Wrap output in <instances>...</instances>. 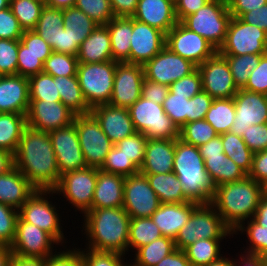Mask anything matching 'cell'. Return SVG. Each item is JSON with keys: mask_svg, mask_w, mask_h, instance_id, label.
I'll return each mask as SVG.
<instances>
[{"mask_svg": "<svg viewBox=\"0 0 267 266\" xmlns=\"http://www.w3.org/2000/svg\"><path fill=\"white\" fill-rule=\"evenodd\" d=\"M96 181L97 168L87 166L61 175L53 190L56 194H63L70 204L85 213L92 209Z\"/></svg>", "mask_w": 267, "mask_h": 266, "instance_id": "12", "label": "cell"}, {"mask_svg": "<svg viewBox=\"0 0 267 266\" xmlns=\"http://www.w3.org/2000/svg\"><path fill=\"white\" fill-rule=\"evenodd\" d=\"M45 4L37 0H10V9L24 31L34 30Z\"/></svg>", "mask_w": 267, "mask_h": 266, "instance_id": "44", "label": "cell"}, {"mask_svg": "<svg viewBox=\"0 0 267 266\" xmlns=\"http://www.w3.org/2000/svg\"><path fill=\"white\" fill-rule=\"evenodd\" d=\"M213 98L205 91L201 90L188 100V123L205 119Z\"/></svg>", "mask_w": 267, "mask_h": 266, "instance_id": "62", "label": "cell"}, {"mask_svg": "<svg viewBox=\"0 0 267 266\" xmlns=\"http://www.w3.org/2000/svg\"><path fill=\"white\" fill-rule=\"evenodd\" d=\"M169 92V86L148 79L143 80L141 97L162 105Z\"/></svg>", "mask_w": 267, "mask_h": 266, "instance_id": "64", "label": "cell"}, {"mask_svg": "<svg viewBox=\"0 0 267 266\" xmlns=\"http://www.w3.org/2000/svg\"><path fill=\"white\" fill-rule=\"evenodd\" d=\"M211 0H176L175 14L178 22H181L186 16L197 12Z\"/></svg>", "mask_w": 267, "mask_h": 266, "instance_id": "68", "label": "cell"}, {"mask_svg": "<svg viewBox=\"0 0 267 266\" xmlns=\"http://www.w3.org/2000/svg\"><path fill=\"white\" fill-rule=\"evenodd\" d=\"M169 90L175 95L186 96L190 99L202 90L201 75L196 68L192 73L173 82Z\"/></svg>", "mask_w": 267, "mask_h": 266, "instance_id": "57", "label": "cell"}, {"mask_svg": "<svg viewBox=\"0 0 267 266\" xmlns=\"http://www.w3.org/2000/svg\"><path fill=\"white\" fill-rule=\"evenodd\" d=\"M62 26L63 9L45 5L34 31L37 32L55 52V44H58L59 31Z\"/></svg>", "mask_w": 267, "mask_h": 266, "instance_id": "38", "label": "cell"}, {"mask_svg": "<svg viewBox=\"0 0 267 266\" xmlns=\"http://www.w3.org/2000/svg\"><path fill=\"white\" fill-rule=\"evenodd\" d=\"M267 0H227L228 10L232 17L239 18L243 13L260 8Z\"/></svg>", "mask_w": 267, "mask_h": 266, "instance_id": "67", "label": "cell"}, {"mask_svg": "<svg viewBox=\"0 0 267 266\" xmlns=\"http://www.w3.org/2000/svg\"><path fill=\"white\" fill-rule=\"evenodd\" d=\"M74 7L83 11L99 25H106L115 17L110 0H76Z\"/></svg>", "mask_w": 267, "mask_h": 266, "instance_id": "49", "label": "cell"}, {"mask_svg": "<svg viewBox=\"0 0 267 266\" xmlns=\"http://www.w3.org/2000/svg\"><path fill=\"white\" fill-rule=\"evenodd\" d=\"M261 197V184L247 175L236 182L216 186L211 204L234 232L245 224V220L253 217Z\"/></svg>", "mask_w": 267, "mask_h": 266, "instance_id": "3", "label": "cell"}, {"mask_svg": "<svg viewBox=\"0 0 267 266\" xmlns=\"http://www.w3.org/2000/svg\"><path fill=\"white\" fill-rule=\"evenodd\" d=\"M56 78L61 102L75 115L89 114L91 108L83 97L77 76H59Z\"/></svg>", "mask_w": 267, "mask_h": 266, "instance_id": "34", "label": "cell"}, {"mask_svg": "<svg viewBox=\"0 0 267 266\" xmlns=\"http://www.w3.org/2000/svg\"><path fill=\"white\" fill-rule=\"evenodd\" d=\"M233 236V231L224 223L211 203L198 204L190 219L175 238V247L184 250L200 239H223Z\"/></svg>", "mask_w": 267, "mask_h": 266, "instance_id": "6", "label": "cell"}, {"mask_svg": "<svg viewBox=\"0 0 267 266\" xmlns=\"http://www.w3.org/2000/svg\"><path fill=\"white\" fill-rule=\"evenodd\" d=\"M98 25L83 11L74 6L63 9V27L69 28V31L74 35V41L79 46Z\"/></svg>", "mask_w": 267, "mask_h": 266, "instance_id": "42", "label": "cell"}, {"mask_svg": "<svg viewBox=\"0 0 267 266\" xmlns=\"http://www.w3.org/2000/svg\"><path fill=\"white\" fill-rule=\"evenodd\" d=\"M176 249L174 239L162 236L137 249L133 266H155Z\"/></svg>", "mask_w": 267, "mask_h": 266, "instance_id": "37", "label": "cell"}, {"mask_svg": "<svg viewBox=\"0 0 267 266\" xmlns=\"http://www.w3.org/2000/svg\"><path fill=\"white\" fill-rule=\"evenodd\" d=\"M219 134L205 119L186 123L179 129V139L183 142L199 147Z\"/></svg>", "mask_w": 267, "mask_h": 266, "instance_id": "46", "label": "cell"}, {"mask_svg": "<svg viewBox=\"0 0 267 266\" xmlns=\"http://www.w3.org/2000/svg\"><path fill=\"white\" fill-rule=\"evenodd\" d=\"M160 204L146 175L139 172L125 177L123 208L130 218L150 217Z\"/></svg>", "mask_w": 267, "mask_h": 266, "instance_id": "14", "label": "cell"}, {"mask_svg": "<svg viewBox=\"0 0 267 266\" xmlns=\"http://www.w3.org/2000/svg\"><path fill=\"white\" fill-rule=\"evenodd\" d=\"M239 18L243 22L255 25L267 33V3L260 8L243 13Z\"/></svg>", "mask_w": 267, "mask_h": 266, "instance_id": "69", "label": "cell"}, {"mask_svg": "<svg viewBox=\"0 0 267 266\" xmlns=\"http://www.w3.org/2000/svg\"><path fill=\"white\" fill-rule=\"evenodd\" d=\"M159 227L150 217L131 218L129 224L128 250H136L162 237Z\"/></svg>", "mask_w": 267, "mask_h": 266, "instance_id": "40", "label": "cell"}, {"mask_svg": "<svg viewBox=\"0 0 267 266\" xmlns=\"http://www.w3.org/2000/svg\"><path fill=\"white\" fill-rule=\"evenodd\" d=\"M15 167L39 190H53L60 180L48 132L26 126L14 153Z\"/></svg>", "mask_w": 267, "mask_h": 266, "instance_id": "1", "label": "cell"}, {"mask_svg": "<svg viewBox=\"0 0 267 266\" xmlns=\"http://www.w3.org/2000/svg\"><path fill=\"white\" fill-rule=\"evenodd\" d=\"M202 158L220 156L224 153L221 135L198 147Z\"/></svg>", "mask_w": 267, "mask_h": 266, "instance_id": "71", "label": "cell"}, {"mask_svg": "<svg viewBox=\"0 0 267 266\" xmlns=\"http://www.w3.org/2000/svg\"><path fill=\"white\" fill-rule=\"evenodd\" d=\"M221 240L223 239H200L183 251L192 266H208L221 257L219 245Z\"/></svg>", "mask_w": 267, "mask_h": 266, "instance_id": "41", "label": "cell"}, {"mask_svg": "<svg viewBox=\"0 0 267 266\" xmlns=\"http://www.w3.org/2000/svg\"><path fill=\"white\" fill-rule=\"evenodd\" d=\"M18 210L0 203V244L10 246L14 240L18 220Z\"/></svg>", "mask_w": 267, "mask_h": 266, "instance_id": "54", "label": "cell"}, {"mask_svg": "<svg viewBox=\"0 0 267 266\" xmlns=\"http://www.w3.org/2000/svg\"><path fill=\"white\" fill-rule=\"evenodd\" d=\"M230 67L232 77L238 88H243L248 82L249 75L258 65L262 55H223Z\"/></svg>", "mask_w": 267, "mask_h": 266, "instance_id": "45", "label": "cell"}, {"mask_svg": "<svg viewBox=\"0 0 267 266\" xmlns=\"http://www.w3.org/2000/svg\"><path fill=\"white\" fill-rule=\"evenodd\" d=\"M23 33L10 7L0 10V39L20 40Z\"/></svg>", "mask_w": 267, "mask_h": 266, "instance_id": "58", "label": "cell"}, {"mask_svg": "<svg viewBox=\"0 0 267 266\" xmlns=\"http://www.w3.org/2000/svg\"><path fill=\"white\" fill-rule=\"evenodd\" d=\"M243 89L250 92L267 93V53L261 56L259 65L251 71Z\"/></svg>", "mask_w": 267, "mask_h": 266, "instance_id": "60", "label": "cell"}, {"mask_svg": "<svg viewBox=\"0 0 267 266\" xmlns=\"http://www.w3.org/2000/svg\"><path fill=\"white\" fill-rule=\"evenodd\" d=\"M53 195L54 190L37 189L18 210L19 217L31 223L40 229L49 233L57 242H64V233L61 231L60 219L57 214L55 205L48 201L47 194ZM43 195V196H42ZM63 241V242H62Z\"/></svg>", "mask_w": 267, "mask_h": 266, "instance_id": "11", "label": "cell"}, {"mask_svg": "<svg viewBox=\"0 0 267 266\" xmlns=\"http://www.w3.org/2000/svg\"><path fill=\"white\" fill-rule=\"evenodd\" d=\"M46 258V266H85L81 252L76 248L72 250L54 252Z\"/></svg>", "mask_w": 267, "mask_h": 266, "instance_id": "63", "label": "cell"}, {"mask_svg": "<svg viewBox=\"0 0 267 266\" xmlns=\"http://www.w3.org/2000/svg\"><path fill=\"white\" fill-rule=\"evenodd\" d=\"M20 42L28 48L29 52L40 56L43 63L53 52L52 47L34 30L24 31Z\"/></svg>", "mask_w": 267, "mask_h": 266, "instance_id": "59", "label": "cell"}, {"mask_svg": "<svg viewBox=\"0 0 267 266\" xmlns=\"http://www.w3.org/2000/svg\"><path fill=\"white\" fill-rule=\"evenodd\" d=\"M235 119L230 132L241 136L251 125L267 123V101L265 94L239 88L233 97Z\"/></svg>", "mask_w": 267, "mask_h": 266, "instance_id": "20", "label": "cell"}, {"mask_svg": "<svg viewBox=\"0 0 267 266\" xmlns=\"http://www.w3.org/2000/svg\"><path fill=\"white\" fill-rule=\"evenodd\" d=\"M240 258L242 261L241 265L243 264L242 266H264L259 255L246 253ZM237 263L238 262L235 261V266H241Z\"/></svg>", "mask_w": 267, "mask_h": 266, "instance_id": "76", "label": "cell"}, {"mask_svg": "<svg viewBox=\"0 0 267 266\" xmlns=\"http://www.w3.org/2000/svg\"><path fill=\"white\" fill-rule=\"evenodd\" d=\"M43 71V62L40 56L28 51V48L19 40L17 75L31 77Z\"/></svg>", "mask_w": 267, "mask_h": 266, "instance_id": "55", "label": "cell"}, {"mask_svg": "<svg viewBox=\"0 0 267 266\" xmlns=\"http://www.w3.org/2000/svg\"><path fill=\"white\" fill-rule=\"evenodd\" d=\"M37 189L14 167L0 175V203L19 210Z\"/></svg>", "mask_w": 267, "mask_h": 266, "instance_id": "29", "label": "cell"}, {"mask_svg": "<svg viewBox=\"0 0 267 266\" xmlns=\"http://www.w3.org/2000/svg\"><path fill=\"white\" fill-rule=\"evenodd\" d=\"M147 140L148 138L144 134L135 132L133 135L120 140L115 145L140 169L144 160Z\"/></svg>", "mask_w": 267, "mask_h": 266, "instance_id": "50", "label": "cell"}, {"mask_svg": "<svg viewBox=\"0 0 267 266\" xmlns=\"http://www.w3.org/2000/svg\"><path fill=\"white\" fill-rule=\"evenodd\" d=\"M115 17H132L137 9L138 0H110Z\"/></svg>", "mask_w": 267, "mask_h": 266, "instance_id": "70", "label": "cell"}, {"mask_svg": "<svg viewBox=\"0 0 267 266\" xmlns=\"http://www.w3.org/2000/svg\"><path fill=\"white\" fill-rule=\"evenodd\" d=\"M14 167V153L0 148V175L9 172Z\"/></svg>", "mask_w": 267, "mask_h": 266, "instance_id": "74", "label": "cell"}, {"mask_svg": "<svg viewBox=\"0 0 267 266\" xmlns=\"http://www.w3.org/2000/svg\"><path fill=\"white\" fill-rule=\"evenodd\" d=\"M75 114L62 102L30 100L27 126L50 132L71 125Z\"/></svg>", "mask_w": 267, "mask_h": 266, "instance_id": "21", "label": "cell"}, {"mask_svg": "<svg viewBox=\"0 0 267 266\" xmlns=\"http://www.w3.org/2000/svg\"><path fill=\"white\" fill-rule=\"evenodd\" d=\"M128 110L135 131L148 139H179V129L162 105L140 97Z\"/></svg>", "mask_w": 267, "mask_h": 266, "instance_id": "7", "label": "cell"}, {"mask_svg": "<svg viewBox=\"0 0 267 266\" xmlns=\"http://www.w3.org/2000/svg\"><path fill=\"white\" fill-rule=\"evenodd\" d=\"M155 266H192L185 252L176 248L172 253L164 257Z\"/></svg>", "mask_w": 267, "mask_h": 266, "instance_id": "72", "label": "cell"}, {"mask_svg": "<svg viewBox=\"0 0 267 266\" xmlns=\"http://www.w3.org/2000/svg\"><path fill=\"white\" fill-rule=\"evenodd\" d=\"M77 66V56L53 51L43 63L42 72L53 77L76 76Z\"/></svg>", "mask_w": 267, "mask_h": 266, "instance_id": "47", "label": "cell"}, {"mask_svg": "<svg viewBox=\"0 0 267 266\" xmlns=\"http://www.w3.org/2000/svg\"><path fill=\"white\" fill-rule=\"evenodd\" d=\"M26 126L25 114L0 113V148L15 153Z\"/></svg>", "mask_w": 267, "mask_h": 266, "instance_id": "35", "label": "cell"}, {"mask_svg": "<svg viewBox=\"0 0 267 266\" xmlns=\"http://www.w3.org/2000/svg\"><path fill=\"white\" fill-rule=\"evenodd\" d=\"M144 79L142 65L118 62L109 104L128 109L141 97Z\"/></svg>", "mask_w": 267, "mask_h": 266, "instance_id": "18", "label": "cell"}, {"mask_svg": "<svg viewBox=\"0 0 267 266\" xmlns=\"http://www.w3.org/2000/svg\"><path fill=\"white\" fill-rule=\"evenodd\" d=\"M204 165L216 186L236 182L247 176V174L224 153L220 156L205 157Z\"/></svg>", "mask_w": 267, "mask_h": 266, "instance_id": "33", "label": "cell"}, {"mask_svg": "<svg viewBox=\"0 0 267 266\" xmlns=\"http://www.w3.org/2000/svg\"><path fill=\"white\" fill-rule=\"evenodd\" d=\"M234 119L235 104L233 98L213 99L205 117V120L219 135L230 132Z\"/></svg>", "mask_w": 267, "mask_h": 266, "instance_id": "36", "label": "cell"}, {"mask_svg": "<svg viewBox=\"0 0 267 266\" xmlns=\"http://www.w3.org/2000/svg\"><path fill=\"white\" fill-rule=\"evenodd\" d=\"M188 98L175 95L170 90L162 106L165 113L172 119V122L181 129L188 123Z\"/></svg>", "mask_w": 267, "mask_h": 266, "instance_id": "51", "label": "cell"}, {"mask_svg": "<svg viewBox=\"0 0 267 266\" xmlns=\"http://www.w3.org/2000/svg\"><path fill=\"white\" fill-rule=\"evenodd\" d=\"M52 243L59 245L49 233L18 217L15 237L10 245L14 255L47 258L54 254Z\"/></svg>", "mask_w": 267, "mask_h": 266, "instance_id": "19", "label": "cell"}, {"mask_svg": "<svg viewBox=\"0 0 267 266\" xmlns=\"http://www.w3.org/2000/svg\"><path fill=\"white\" fill-rule=\"evenodd\" d=\"M197 69L201 75L202 90L213 99L233 98L239 90L226 58L218 51Z\"/></svg>", "mask_w": 267, "mask_h": 266, "instance_id": "15", "label": "cell"}, {"mask_svg": "<svg viewBox=\"0 0 267 266\" xmlns=\"http://www.w3.org/2000/svg\"><path fill=\"white\" fill-rule=\"evenodd\" d=\"M60 176L87 167L74 123L48 132Z\"/></svg>", "mask_w": 267, "mask_h": 266, "instance_id": "17", "label": "cell"}, {"mask_svg": "<svg viewBox=\"0 0 267 266\" xmlns=\"http://www.w3.org/2000/svg\"><path fill=\"white\" fill-rule=\"evenodd\" d=\"M218 52L221 55H264L267 53V33L240 18L232 17L225 42Z\"/></svg>", "mask_w": 267, "mask_h": 266, "instance_id": "10", "label": "cell"}, {"mask_svg": "<svg viewBox=\"0 0 267 266\" xmlns=\"http://www.w3.org/2000/svg\"><path fill=\"white\" fill-rule=\"evenodd\" d=\"M242 139L253 153L267 150V123L251 125L243 132Z\"/></svg>", "mask_w": 267, "mask_h": 266, "instance_id": "61", "label": "cell"}, {"mask_svg": "<svg viewBox=\"0 0 267 266\" xmlns=\"http://www.w3.org/2000/svg\"><path fill=\"white\" fill-rule=\"evenodd\" d=\"M12 255L10 246L0 244V266H10Z\"/></svg>", "mask_w": 267, "mask_h": 266, "instance_id": "77", "label": "cell"}, {"mask_svg": "<svg viewBox=\"0 0 267 266\" xmlns=\"http://www.w3.org/2000/svg\"><path fill=\"white\" fill-rule=\"evenodd\" d=\"M252 219L262 227H267V199L261 197Z\"/></svg>", "mask_w": 267, "mask_h": 266, "instance_id": "75", "label": "cell"}, {"mask_svg": "<svg viewBox=\"0 0 267 266\" xmlns=\"http://www.w3.org/2000/svg\"><path fill=\"white\" fill-rule=\"evenodd\" d=\"M173 172L182 183L189 201L198 204L211 203L216 185L205 169L198 147L175 139Z\"/></svg>", "mask_w": 267, "mask_h": 266, "instance_id": "4", "label": "cell"}, {"mask_svg": "<svg viewBox=\"0 0 267 266\" xmlns=\"http://www.w3.org/2000/svg\"><path fill=\"white\" fill-rule=\"evenodd\" d=\"M262 197L267 199V179L261 183Z\"/></svg>", "mask_w": 267, "mask_h": 266, "instance_id": "80", "label": "cell"}, {"mask_svg": "<svg viewBox=\"0 0 267 266\" xmlns=\"http://www.w3.org/2000/svg\"><path fill=\"white\" fill-rule=\"evenodd\" d=\"M29 100L61 102L57 90V78L44 72L28 78Z\"/></svg>", "mask_w": 267, "mask_h": 266, "instance_id": "43", "label": "cell"}, {"mask_svg": "<svg viewBox=\"0 0 267 266\" xmlns=\"http://www.w3.org/2000/svg\"><path fill=\"white\" fill-rule=\"evenodd\" d=\"M29 105L27 77L21 75L0 76V113L27 115Z\"/></svg>", "mask_w": 267, "mask_h": 266, "instance_id": "24", "label": "cell"}, {"mask_svg": "<svg viewBox=\"0 0 267 266\" xmlns=\"http://www.w3.org/2000/svg\"><path fill=\"white\" fill-rule=\"evenodd\" d=\"M100 169L124 177L139 173V168L116 145H113L112 149L106 155L104 164Z\"/></svg>", "mask_w": 267, "mask_h": 266, "instance_id": "48", "label": "cell"}, {"mask_svg": "<svg viewBox=\"0 0 267 266\" xmlns=\"http://www.w3.org/2000/svg\"><path fill=\"white\" fill-rule=\"evenodd\" d=\"M143 67L146 79L167 86L197 68L191 61L182 58L166 46Z\"/></svg>", "mask_w": 267, "mask_h": 266, "instance_id": "16", "label": "cell"}, {"mask_svg": "<svg viewBox=\"0 0 267 266\" xmlns=\"http://www.w3.org/2000/svg\"><path fill=\"white\" fill-rule=\"evenodd\" d=\"M146 175L150 187L155 191L160 203H185L189 200L183 191L182 183L174 172Z\"/></svg>", "mask_w": 267, "mask_h": 266, "instance_id": "32", "label": "cell"}, {"mask_svg": "<svg viewBox=\"0 0 267 266\" xmlns=\"http://www.w3.org/2000/svg\"><path fill=\"white\" fill-rule=\"evenodd\" d=\"M198 203H161L159 208L150 216L159 227L163 236L175 240L181 228L190 219Z\"/></svg>", "mask_w": 267, "mask_h": 266, "instance_id": "26", "label": "cell"}, {"mask_svg": "<svg viewBox=\"0 0 267 266\" xmlns=\"http://www.w3.org/2000/svg\"><path fill=\"white\" fill-rule=\"evenodd\" d=\"M220 135L224 154L233 160L248 175L252 167L254 153L248 148L241 136L232 132H226Z\"/></svg>", "mask_w": 267, "mask_h": 266, "instance_id": "39", "label": "cell"}, {"mask_svg": "<svg viewBox=\"0 0 267 266\" xmlns=\"http://www.w3.org/2000/svg\"><path fill=\"white\" fill-rule=\"evenodd\" d=\"M106 26L110 35L112 60L130 63L132 17H114Z\"/></svg>", "mask_w": 267, "mask_h": 266, "instance_id": "31", "label": "cell"}, {"mask_svg": "<svg viewBox=\"0 0 267 266\" xmlns=\"http://www.w3.org/2000/svg\"><path fill=\"white\" fill-rule=\"evenodd\" d=\"M247 224L246 228L244 224H241L233 234H236L238 231H241V233L245 231L251 245L249 249L247 248L248 251L246 252L245 250L244 252L259 255L263 250L267 249V227H262L252 218Z\"/></svg>", "mask_w": 267, "mask_h": 266, "instance_id": "53", "label": "cell"}, {"mask_svg": "<svg viewBox=\"0 0 267 266\" xmlns=\"http://www.w3.org/2000/svg\"><path fill=\"white\" fill-rule=\"evenodd\" d=\"M76 0H47L46 5L58 9L73 7Z\"/></svg>", "mask_w": 267, "mask_h": 266, "instance_id": "78", "label": "cell"}, {"mask_svg": "<svg viewBox=\"0 0 267 266\" xmlns=\"http://www.w3.org/2000/svg\"><path fill=\"white\" fill-rule=\"evenodd\" d=\"M90 113L96 118L102 131L114 145L136 132L129 110L126 108L116 107L107 103L94 106L91 108Z\"/></svg>", "mask_w": 267, "mask_h": 266, "instance_id": "23", "label": "cell"}, {"mask_svg": "<svg viewBox=\"0 0 267 266\" xmlns=\"http://www.w3.org/2000/svg\"><path fill=\"white\" fill-rule=\"evenodd\" d=\"M88 247L94 251H128L130 217L123 207L92 208L84 213Z\"/></svg>", "mask_w": 267, "mask_h": 266, "instance_id": "2", "label": "cell"}, {"mask_svg": "<svg viewBox=\"0 0 267 266\" xmlns=\"http://www.w3.org/2000/svg\"><path fill=\"white\" fill-rule=\"evenodd\" d=\"M175 139H148L139 172L142 174H161L173 172Z\"/></svg>", "mask_w": 267, "mask_h": 266, "instance_id": "27", "label": "cell"}, {"mask_svg": "<svg viewBox=\"0 0 267 266\" xmlns=\"http://www.w3.org/2000/svg\"><path fill=\"white\" fill-rule=\"evenodd\" d=\"M231 19L227 0H211L197 12L186 16L181 23L219 50L225 42Z\"/></svg>", "mask_w": 267, "mask_h": 266, "instance_id": "5", "label": "cell"}, {"mask_svg": "<svg viewBox=\"0 0 267 266\" xmlns=\"http://www.w3.org/2000/svg\"><path fill=\"white\" fill-rule=\"evenodd\" d=\"M10 266H46V258L12 255Z\"/></svg>", "mask_w": 267, "mask_h": 266, "instance_id": "73", "label": "cell"}, {"mask_svg": "<svg viewBox=\"0 0 267 266\" xmlns=\"http://www.w3.org/2000/svg\"><path fill=\"white\" fill-rule=\"evenodd\" d=\"M133 19L155 27L165 34L177 23L175 4L171 0H138Z\"/></svg>", "mask_w": 267, "mask_h": 266, "instance_id": "25", "label": "cell"}, {"mask_svg": "<svg viewBox=\"0 0 267 266\" xmlns=\"http://www.w3.org/2000/svg\"><path fill=\"white\" fill-rule=\"evenodd\" d=\"M165 43L164 32L132 18L130 63L145 65L165 47Z\"/></svg>", "mask_w": 267, "mask_h": 266, "instance_id": "22", "label": "cell"}, {"mask_svg": "<svg viewBox=\"0 0 267 266\" xmlns=\"http://www.w3.org/2000/svg\"><path fill=\"white\" fill-rule=\"evenodd\" d=\"M73 123L76 126L86 165L100 169L114 144L91 113L75 115Z\"/></svg>", "mask_w": 267, "mask_h": 266, "instance_id": "9", "label": "cell"}, {"mask_svg": "<svg viewBox=\"0 0 267 266\" xmlns=\"http://www.w3.org/2000/svg\"><path fill=\"white\" fill-rule=\"evenodd\" d=\"M165 46L196 66L204 63L218 50L202 36L178 22L166 34Z\"/></svg>", "mask_w": 267, "mask_h": 266, "instance_id": "13", "label": "cell"}, {"mask_svg": "<svg viewBox=\"0 0 267 266\" xmlns=\"http://www.w3.org/2000/svg\"><path fill=\"white\" fill-rule=\"evenodd\" d=\"M248 176L260 184L267 179V150L253 154L252 167Z\"/></svg>", "mask_w": 267, "mask_h": 266, "instance_id": "66", "label": "cell"}, {"mask_svg": "<svg viewBox=\"0 0 267 266\" xmlns=\"http://www.w3.org/2000/svg\"><path fill=\"white\" fill-rule=\"evenodd\" d=\"M117 63L114 60L78 63L76 76L83 97L90 108L110 102Z\"/></svg>", "mask_w": 267, "mask_h": 266, "instance_id": "8", "label": "cell"}, {"mask_svg": "<svg viewBox=\"0 0 267 266\" xmlns=\"http://www.w3.org/2000/svg\"><path fill=\"white\" fill-rule=\"evenodd\" d=\"M78 63H99L112 60L110 35L106 25H98L81 43Z\"/></svg>", "mask_w": 267, "mask_h": 266, "instance_id": "30", "label": "cell"}, {"mask_svg": "<svg viewBox=\"0 0 267 266\" xmlns=\"http://www.w3.org/2000/svg\"><path fill=\"white\" fill-rule=\"evenodd\" d=\"M125 177L97 168L92 208L123 207Z\"/></svg>", "mask_w": 267, "mask_h": 266, "instance_id": "28", "label": "cell"}, {"mask_svg": "<svg viewBox=\"0 0 267 266\" xmlns=\"http://www.w3.org/2000/svg\"><path fill=\"white\" fill-rule=\"evenodd\" d=\"M19 40L0 39V76L17 75Z\"/></svg>", "mask_w": 267, "mask_h": 266, "instance_id": "52", "label": "cell"}, {"mask_svg": "<svg viewBox=\"0 0 267 266\" xmlns=\"http://www.w3.org/2000/svg\"><path fill=\"white\" fill-rule=\"evenodd\" d=\"M208 266H235V260H229V258L221 256L218 260L213 261Z\"/></svg>", "mask_w": 267, "mask_h": 266, "instance_id": "79", "label": "cell"}, {"mask_svg": "<svg viewBox=\"0 0 267 266\" xmlns=\"http://www.w3.org/2000/svg\"><path fill=\"white\" fill-rule=\"evenodd\" d=\"M79 48L69 28L62 26L59 31L58 44H55V52L77 56Z\"/></svg>", "mask_w": 267, "mask_h": 266, "instance_id": "65", "label": "cell"}, {"mask_svg": "<svg viewBox=\"0 0 267 266\" xmlns=\"http://www.w3.org/2000/svg\"><path fill=\"white\" fill-rule=\"evenodd\" d=\"M78 250L82 254L85 266H129L123 263L124 254L118 252L94 251L91 249L87 251Z\"/></svg>", "mask_w": 267, "mask_h": 266, "instance_id": "56", "label": "cell"}]
</instances>
